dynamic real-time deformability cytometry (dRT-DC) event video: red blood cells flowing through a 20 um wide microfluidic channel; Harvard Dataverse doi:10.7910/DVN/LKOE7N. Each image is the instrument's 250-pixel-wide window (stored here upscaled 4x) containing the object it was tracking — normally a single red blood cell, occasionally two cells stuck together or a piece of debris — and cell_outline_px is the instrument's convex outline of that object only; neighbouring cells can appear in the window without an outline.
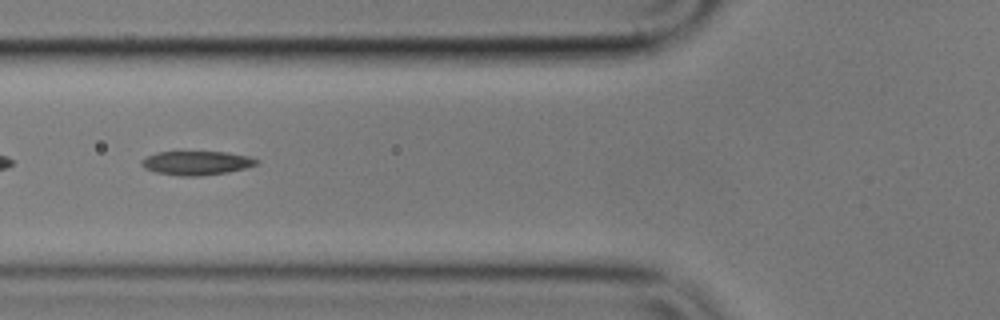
{"species": "common noctule bat (a hibernating species)", "species_latin": "Nyctalus noctula", "temperature_condition": "cold", "stored_images_in_passage": 55, "segment_of_instrument_passage": [2, 2], "camera_frame_rate_fps": 3000, "um_per_image_px": 0.085, "animal": {"sex": "male", "body_mass_g": 17.9}, "frame": {"image": 1, "passage_image": 20, "time_ms": 6.333, "image_size_px": [1000, 320], "cell_outline_px": [[260, 160], [256, 164], [244, 168], [228, 172], [200, 176], [180, 176], [156, 172], [144, 168], [140, 164], [140, 160], [156, 152], [224, 152], [248, 156]], "centroid_in_image_um": [16.67, 13.85], "position_along_channel_um": 109.1, "area_um2": 15.95}}
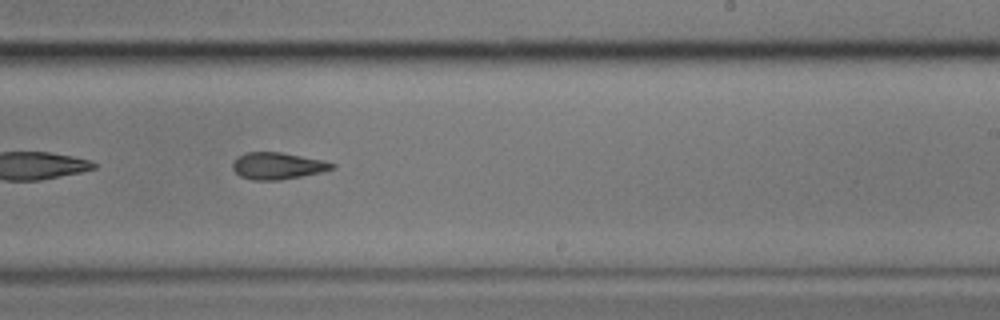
{"frame": {"image": 2, "passage_image": 33, "time_ms": 10.667, "image_size_px": [1000, 320], "cell_outline_px": [[336, 168], [320, 172], [280, 180], [252, 180], [240, 176], [232, 168], [232, 164], [236, 156], [248, 152], [280, 152], [324, 160], [336, 164]], "centroid_in_image_um": [23.59, 14.09], "position_along_channel_um": 265.4, "area_um2": 15.55}}
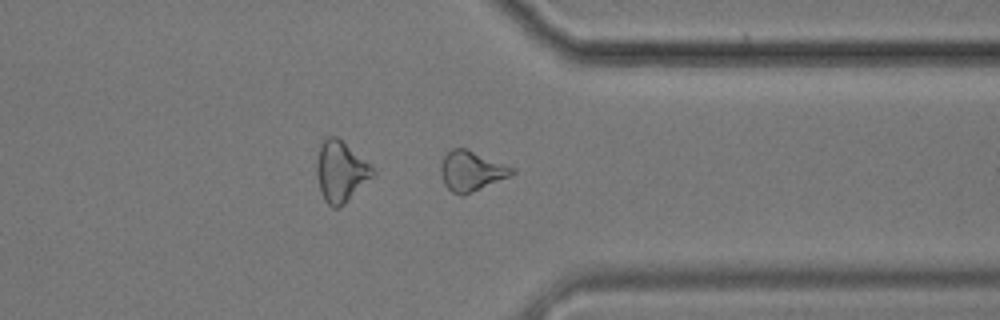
{"frame": {"image": 3, "passage_image": 42, "time_ms": 13.667, "image_size_px": [1000, 320], "cell_outline_px": [[516, 172], [508, 176], [464, 196], [460, 196], [452, 192], [444, 184], [440, 172], [440, 168], [444, 156], [452, 148], [468, 148], [516, 168]], "centroid_in_image_um": [40.07, 14.52], "position_along_channel_um": 371.3, "area_um2": 16.7}}